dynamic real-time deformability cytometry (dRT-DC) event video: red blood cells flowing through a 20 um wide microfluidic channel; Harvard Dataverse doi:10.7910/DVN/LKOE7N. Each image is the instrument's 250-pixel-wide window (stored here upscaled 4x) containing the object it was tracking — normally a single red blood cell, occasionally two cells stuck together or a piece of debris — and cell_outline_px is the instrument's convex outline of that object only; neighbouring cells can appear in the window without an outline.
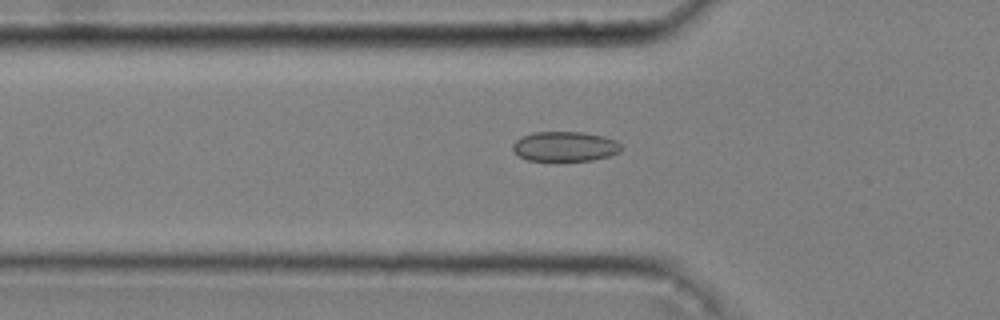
{"species": "common noctule bat (a hibernating species)", "species_latin": "Nyctalus noctula", "temperature_condition": "cold", "stored_images_in_passage": 50, "camera_frame_rate_fps": 3000, "um_per_image_px": 0.085, "animal": {"sex": "male", "body_mass_g": 20.4}, "frame": {"image": 1, "passage_image": 18, "time_ms": 5.667, "image_size_px": [1000, 320], "cell_outline_px": [[620, 152], [608, 156], [592, 160], [528, 160], [520, 156], [512, 148], [512, 144], [516, 140], [532, 132], [580, 132], [604, 136], [616, 140], [620, 144]], "centroid_in_image_um": [48.03, 12.44], "position_along_channel_um": 77.8, "area_um2": 18.61}}
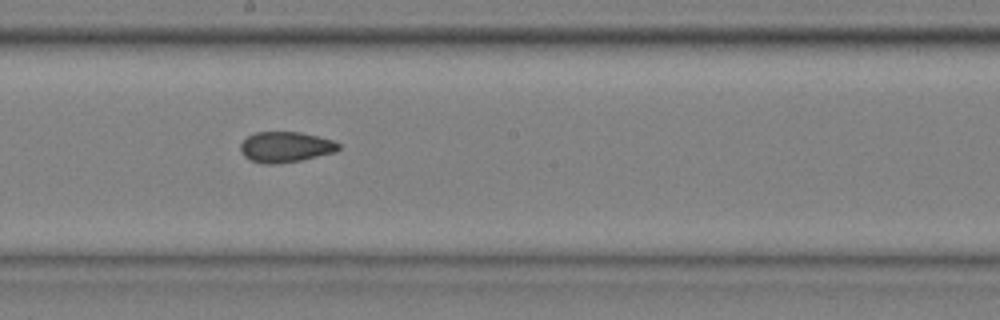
{"frame": {"image": 2, "passage_image": 30, "time_ms": 9.667, "image_size_px": [1000, 320], "cell_outline_px": [[340, 148], [336, 152], [300, 160], [272, 164], [264, 164], [252, 160], [244, 156], [240, 148], [240, 144], [248, 136], [256, 132], [300, 132], [332, 140], [340, 144]], "centroid_in_image_um": [24.27, 12.49], "position_along_channel_um": 223.9, "area_um2": 17.28}}
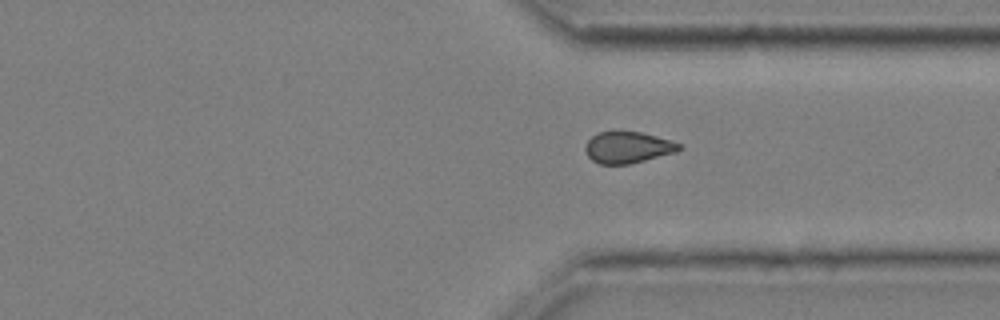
{"frame": {"image": 3, "passage_image": 41, "time_ms": 13.333, "image_size_px": [1000, 320], "cell_outline_px": [[684, 148], [676, 152], [628, 164], [600, 164], [592, 160], [588, 156], [584, 148], [588, 140], [596, 132], [640, 132], [656, 136], [680, 144]], "centroid_in_image_um": [53.34, 12.53], "position_along_channel_um": 358.1, "area_um2": 16.99}, "authors_computed_cell_mechanics": {"area_um2": 17.8313, "velocity_mm_per_s": 3.6441, "shape_relaxation_time_tau1_ms": null, "shape_relaxation_time_tau2_ms": 2.3551, "deformation_change_tau1": null, "deformation_change_tau2": 0.0676}}